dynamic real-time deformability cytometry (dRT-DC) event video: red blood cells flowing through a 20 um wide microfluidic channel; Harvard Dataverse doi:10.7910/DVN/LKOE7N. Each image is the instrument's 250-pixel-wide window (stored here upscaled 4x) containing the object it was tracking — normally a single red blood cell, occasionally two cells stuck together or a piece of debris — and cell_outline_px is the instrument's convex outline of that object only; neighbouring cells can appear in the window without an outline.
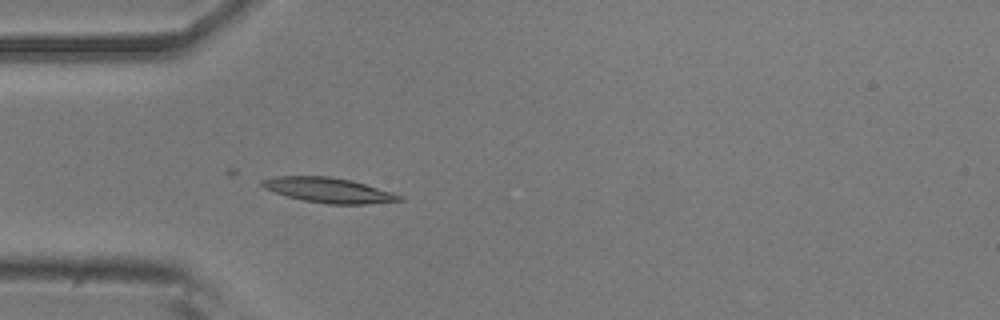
{"species": "common noctule bat (a hibernating species)", "species_latin": "Nyctalus noctula", "temperature_condition": "room temperature", "stored_images_in_passage": 38, "camera_frame_rate_fps": 3000, "um_per_image_px": 0.085, "animal": {"sex": "male", "body_mass_g": 20.5, "forearm_length_mm": 52.5}, "frame": {"image": 1, "passage_image": 1, "time_ms": 0.0, "image_size_px": [1000, 320], "cell_outline_px": [[404, 200], [364, 204], [328, 204], [304, 200], [288, 196], [264, 188], [260, 184], [260, 180], [276, 176], [328, 176], [352, 180], [392, 192], [404, 196]], "centroid_in_image_um": [27.94, 16.16], "position_along_channel_um": 57.1, "area_um2": 19.88}}
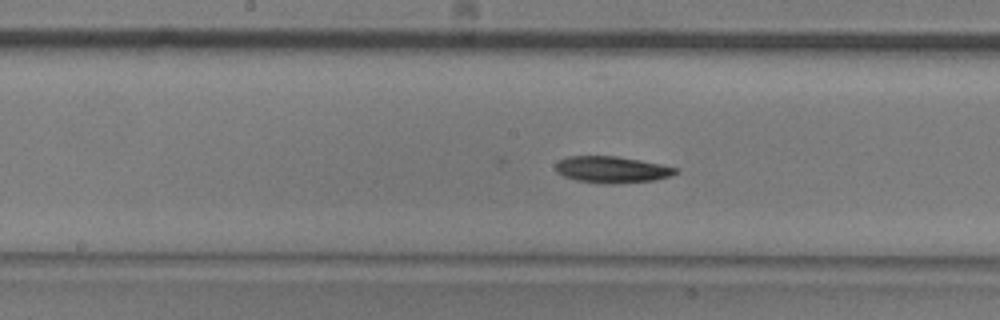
{"frame": {"image": 2, "passage_image": 12, "time_ms": 3.667, "image_size_px": [1000, 320], "cell_outline_px": [[680, 168], [672, 176], [656, 180], [612, 184], [608, 184], [576, 180], [564, 176], [556, 172], [556, 164], [560, 160], [568, 156], [616, 156], [660, 164]], "centroid_in_image_um": [52.03, 14.42], "position_along_channel_um": 196.2, "area_um2": 18.5}}
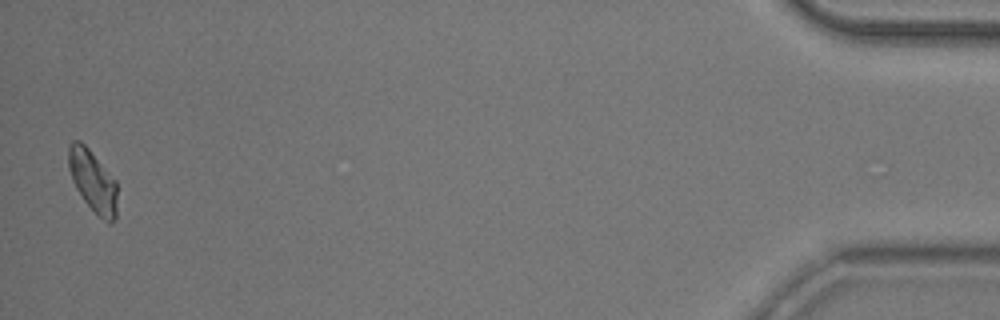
{"frame": {"image": 3, "passage_image": 37, "time_ms": 12.0, "image_size_px": [1000, 320], "cell_outline_px": [[116, 216], [112, 224], [108, 224], [84, 200], [76, 188], [72, 180], [68, 168], [68, 148], [72, 140], [80, 140], [88, 148], [116, 180]], "centroid_in_image_um": [7.88, 15.37], "position_along_channel_um": 427.3, "area_um2": 17.4}}